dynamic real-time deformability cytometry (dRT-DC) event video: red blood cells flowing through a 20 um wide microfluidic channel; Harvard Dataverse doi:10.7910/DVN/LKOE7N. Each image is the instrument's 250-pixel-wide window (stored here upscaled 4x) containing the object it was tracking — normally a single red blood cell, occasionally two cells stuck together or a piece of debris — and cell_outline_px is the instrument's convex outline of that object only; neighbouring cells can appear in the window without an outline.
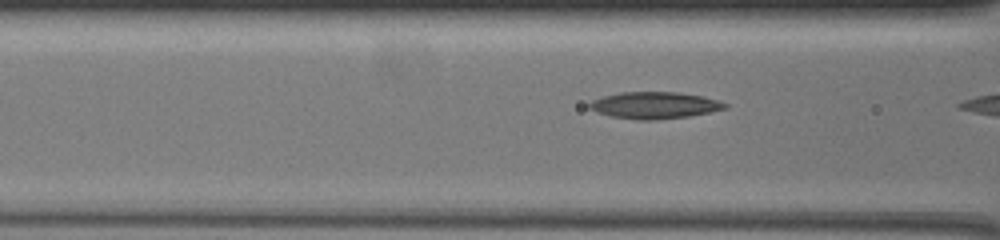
{"species": "common noctule bat (a hibernating species)", "species_latin": "Nyctalus noctula", "temperature_condition": "warm", "stored_images_in_passage": 7, "camera_frame_rate_fps": 3000, "um_per_image_px": 0.085, "animal": {"sex": "female", "body_mass_g": 19.5, "forearm_length_mm": 54.1}, "frame": {"image": 1, "passage_image": 5, "time_ms": 1.333, "image_size_px": [1000, 240], "cell_outline_px": [[728, 108], [688, 116], [656, 120], [636, 120], [612, 116], [596, 112], [588, 108], [588, 104], [592, 100], [600, 96], [620, 92], [680, 92], [700, 96], [716, 100], [728, 104]], "centroid_in_image_um": [55.58, 8.94], "position_along_channel_um": 111.0, "area_um2": 21.15}}